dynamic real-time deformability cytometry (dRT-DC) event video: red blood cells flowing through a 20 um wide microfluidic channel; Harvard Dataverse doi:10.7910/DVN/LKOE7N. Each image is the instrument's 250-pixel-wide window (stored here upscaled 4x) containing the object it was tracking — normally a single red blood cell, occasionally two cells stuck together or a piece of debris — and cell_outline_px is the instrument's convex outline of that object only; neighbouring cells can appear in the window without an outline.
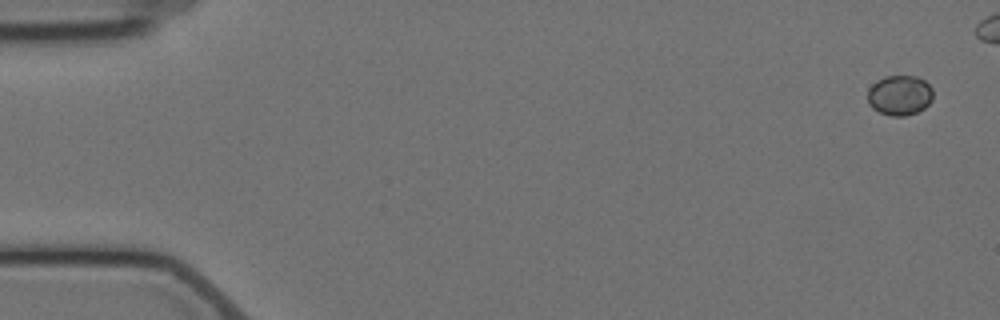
{"species": "Egyptian fruit bat (a non-hibernating species)", "species_latin": "Rousettus aegyptiacus", "temperature_condition": "cold", "stored_images_in_passage": 12, "segment_of_instrument_passage": [1, 2], "camera_frame_rate_fps": 3000, "um_per_image_px": 0.085, "animal": {"sex": "female"}, "frame": {"image": 1, "passage_image": 1, "time_ms": 0.0, "image_size_px": [1000, 320], "cell_outline_px": [[932, 100], [924, 108], [916, 112], [904, 116], [892, 116], [880, 112], [872, 108], [868, 104], [868, 88], [876, 80], [884, 76], [916, 76], [924, 80], [932, 88]], "centroid_in_image_um": [76.45, 8.09], "position_along_channel_um": 8.5, "area_um2": 15.32}}
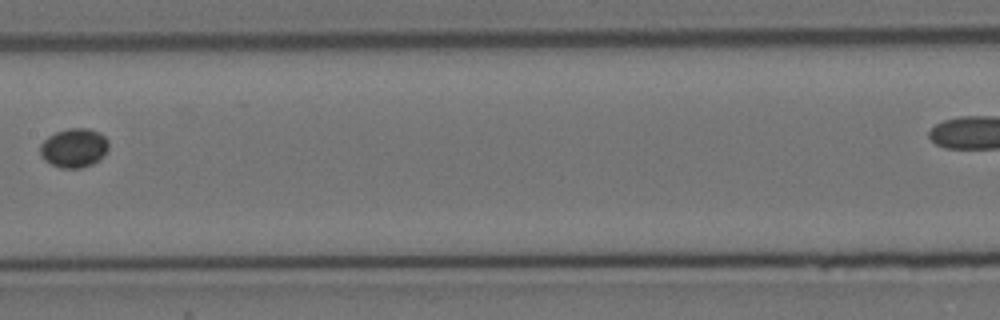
{"frame": {"image": 2, "passage_image": 8, "time_ms": 9.333, "image_size_px": [1000, 320], "cell_outline_px": [[108, 148], [104, 156], [92, 164], [80, 168], [60, 168], [44, 160], [40, 152], [40, 144], [48, 136], [56, 132], [68, 128], [88, 128], [100, 132], [108, 140]], "centroid_in_image_um": [6.3, 12.56], "position_along_channel_um": 201.1, "area_um2": 15.66}}
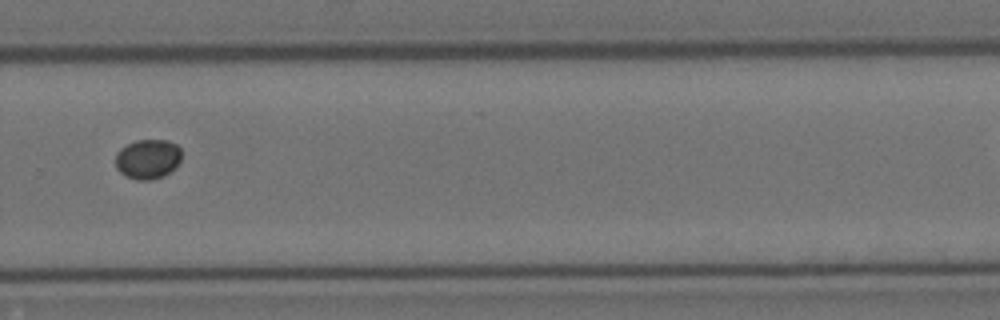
{"frame": {"image": 3, "passage_image": 11, "time_ms": 12.667, "image_size_px": [1000, 320], "cell_outline_px": [[180, 160], [176, 168], [164, 176], [152, 180], [136, 180], [124, 176], [116, 168], [116, 152], [120, 148], [136, 140], [168, 140], [176, 144], [180, 148]], "centroid_in_image_um": [12.56, 13.53], "position_along_channel_um": 317.2, "area_um2": 15.49}}